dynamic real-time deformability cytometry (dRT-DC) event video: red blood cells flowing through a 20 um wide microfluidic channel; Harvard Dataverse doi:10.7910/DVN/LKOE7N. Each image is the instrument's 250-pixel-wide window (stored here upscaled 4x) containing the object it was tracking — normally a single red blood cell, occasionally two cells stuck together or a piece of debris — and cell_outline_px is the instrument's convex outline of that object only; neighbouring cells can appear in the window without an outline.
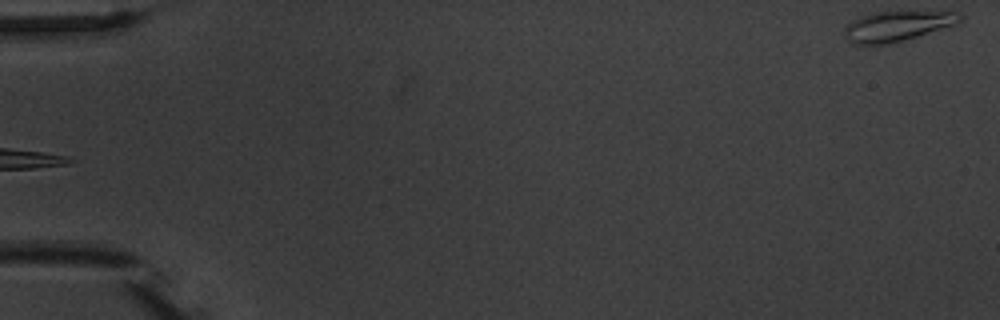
{"species": "common noctule bat (a hibernating species)", "species_latin": "Nyctalus noctula", "temperature_condition": "warm", "stored_images_in_passage": 6, "segment_of_instrument_passage": [2, 2], "camera_frame_rate_fps": 3000, "um_per_image_px": 0.085, "animal": {"sex": "male", "body_mass_g": 20.1, "forearm_length_mm": 53.5}, "frame": {"image": 1, "passage_image": 6, "time_ms": 6.0, "image_size_px": [1000, 320], "cell_outline_px": [[960, 20], [956, 24], [904, 40], [888, 44], [852, 44], [844, 36], [844, 28], [852, 20], [860, 16], [872, 12], [960, 12]], "centroid_in_image_um": [76.19, 2.22], "position_along_channel_um": 8.8, "area_um2": 20.0}}